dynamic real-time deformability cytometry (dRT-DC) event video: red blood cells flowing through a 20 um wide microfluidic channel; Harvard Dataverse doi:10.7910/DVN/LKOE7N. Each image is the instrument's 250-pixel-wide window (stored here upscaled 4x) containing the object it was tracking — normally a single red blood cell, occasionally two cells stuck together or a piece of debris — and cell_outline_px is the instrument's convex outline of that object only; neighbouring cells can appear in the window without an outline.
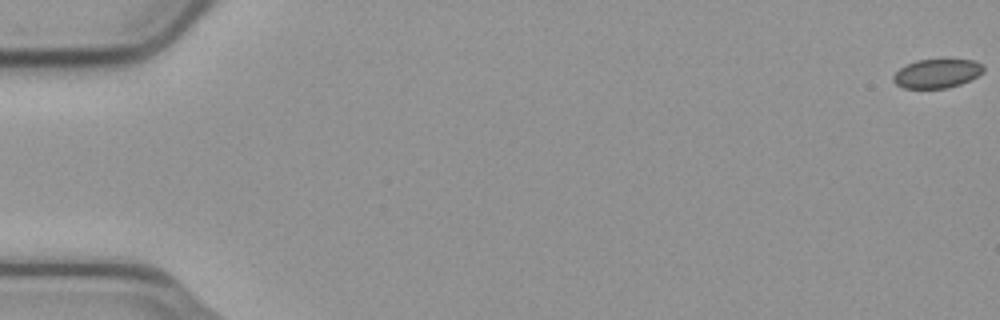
{"species": "common noctule bat (a hibernating species)", "species_latin": "Nyctalus noctula", "temperature_condition": "cold", "stored_images_in_passage": 18, "camera_frame_rate_fps": 3000, "um_per_image_px": 0.085, "animal": {"sex": "male", "body_mass_g": 23.1, "forearm_length_mm": 52.7}, "frame": {"image": 1, "passage_image": 1, "time_ms": 0.0, "image_size_px": [1000, 320], "cell_outline_px": [[984, 72], [960, 84], [948, 88], [904, 88], [896, 84], [892, 80], [892, 76], [900, 68], [916, 60], [972, 60], [984, 64]], "centroid_in_image_um": [79.64, 6.25], "position_along_channel_um": 5.4, "area_um2": 15.09}}
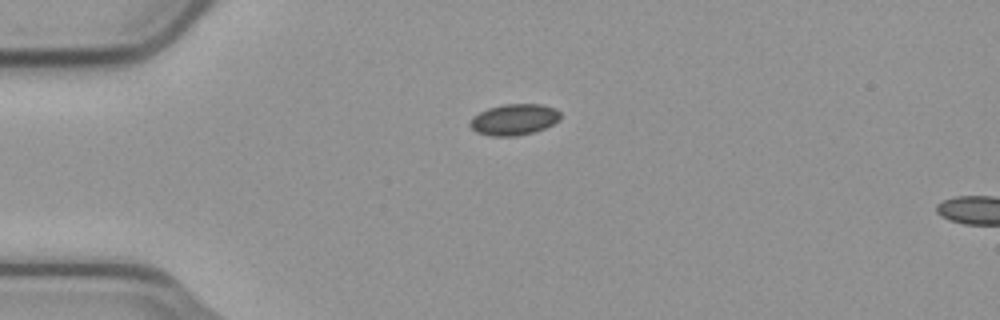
{"frame": {"image": 2, "passage_image": 15, "time_ms": 4.667, "image_size_px": [1000, 320], "cell_outline_px": [[560, 120], [536, 132], [516, 136], [492, 136], [476, 132], [468, 124], [472, 116], [488, 108], [504, 104], [540, 104], [556, 108], [560, 112]], "centroid_in_image_um": [43.7, 10.16], "position_along_channel_um": 41.3, "area_um2": 16.53}}